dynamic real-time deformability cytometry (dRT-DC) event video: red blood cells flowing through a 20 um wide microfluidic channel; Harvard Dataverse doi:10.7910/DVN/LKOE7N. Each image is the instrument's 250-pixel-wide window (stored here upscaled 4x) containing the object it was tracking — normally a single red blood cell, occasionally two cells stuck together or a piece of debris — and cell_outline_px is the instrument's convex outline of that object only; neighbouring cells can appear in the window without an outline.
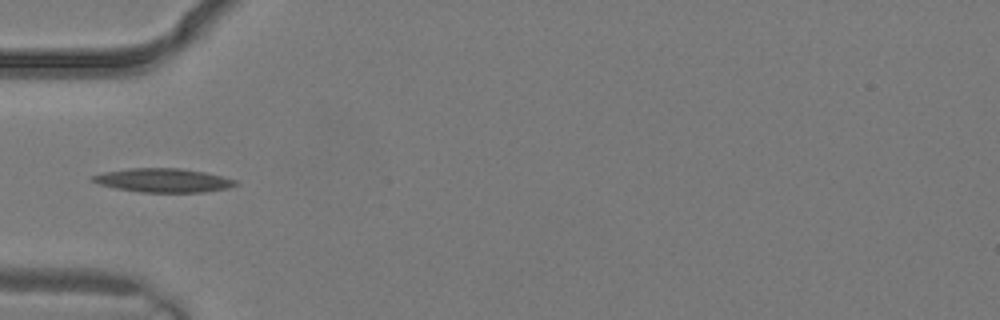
{"species": "common noctule bat (a hibernating species)", "species_latin": "Nyctalus noctula", "temperature_condition": "warm", "stored_images_in_passage": 4, "camera_frame_rate_fps": 3000, "um_per_image_px": 0.085, "animal": {"sex": "male", "body_mass_g": 19.2, "forearm_length_mm": 51.8}, "frame": {"image": 1, "passage_image": 4, "time_ms": 1.0, "image_size_px": [1000, 320], "cell_outline_px": [[236, 184], [228, 188], [200, 192], [140, 192], [116, 188], [100, 184], [92, 180], [88, 176], [104, 172], [128, 168], [180, 168], [204, 172], [236, 180]], "centroid_in_image_um": [13.82, 15.32], "position_along_channel_um": 71.2, "area_um2": 19.65}}